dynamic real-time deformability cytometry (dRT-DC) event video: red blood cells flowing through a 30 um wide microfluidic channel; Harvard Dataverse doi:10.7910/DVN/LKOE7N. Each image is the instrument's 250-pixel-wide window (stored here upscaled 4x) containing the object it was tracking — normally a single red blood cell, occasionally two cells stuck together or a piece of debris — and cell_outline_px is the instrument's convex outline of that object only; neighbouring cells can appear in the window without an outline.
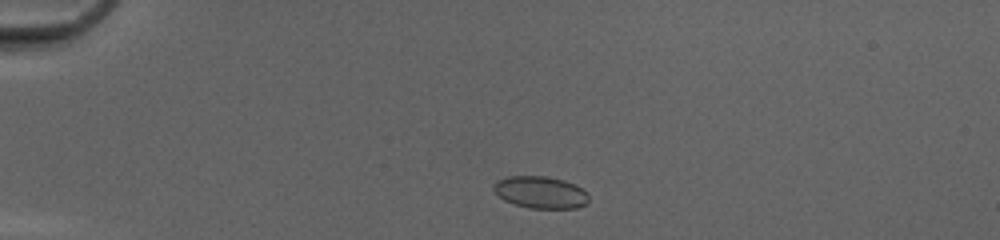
{"species": "common noctule bat (a hibernating species)", "species_latin": "Nyctalus noctula", "temperature_condition": "cold", "stored_images_in_passage": 42, "camera_frame_rate_fps": 3000, "um_per_image_px": 0.085, "animal": {"sex": "female", "body_mass_g": 20.0, "forearm_length_mm": 54.0}, "frame": {"image": 1, "passage_image": 4, "time_ms": 1.0, "image_size_px": [1000, 240], "cell_outline_px": [[588, 200], [584, 204], [576, 208], [528, 208], [504, 200], [492, 188], [492, 184], [496, 180], [508, 176], [548, 176], [564, 180], [588, 192]], "centroid_in_image_um": [45.91, 16.33], "position_along_channel_um": 39.1, "area_um2": 17.69}}
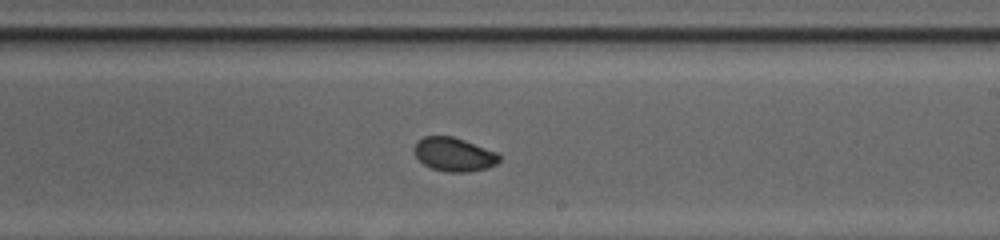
{"frame": {"image": 2, "passage_image": 23, "time_ms": 7.333, "image_size_px": [1000, 240], "cell_outline_px": [[500, 160], [496, 164], [488, 168], [468, 172], [444, 172], [432, 168], [424, 164], [416, 156], [412, 148], [416, 140], [424, 136], [452, 136], [464, 140], [496, 152], [500, 156]], "centroid_in_image_um": [38.56, 13.12], "position_along_channel_um": 250.4, "area_um2": 16.82}}
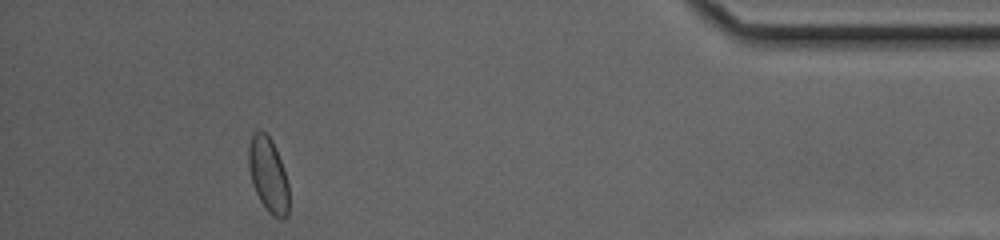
{"frame": {"image": 3, "passage_image": 38, "time_ms": 12.333, "image_size_px": [1000, 240], "cell_outline_px": [[288, 216], [280, 220], [268, 212], [260, 200], [252, 184], [248, 168], [248, 144], [252, 136], [260, 128], [272, 140], [276, 148], [288, 184]], "centroid_in_image_um": [22.78, 14.86], "position_along_channel_um": 412.4, "area_um2": 17.57}, "authors_computed_cell_mechanics": {"area_um2": 17.3111, "velocity_mm_per_s": 4.1767, "shape_relaxation_time_tau1_ms": 6.8195, "shape_relaxation_time_tau2_ms": 2.1636, "deformation_change_tau1": 0.1014, "deformation_change_tau2": 0.0469}}